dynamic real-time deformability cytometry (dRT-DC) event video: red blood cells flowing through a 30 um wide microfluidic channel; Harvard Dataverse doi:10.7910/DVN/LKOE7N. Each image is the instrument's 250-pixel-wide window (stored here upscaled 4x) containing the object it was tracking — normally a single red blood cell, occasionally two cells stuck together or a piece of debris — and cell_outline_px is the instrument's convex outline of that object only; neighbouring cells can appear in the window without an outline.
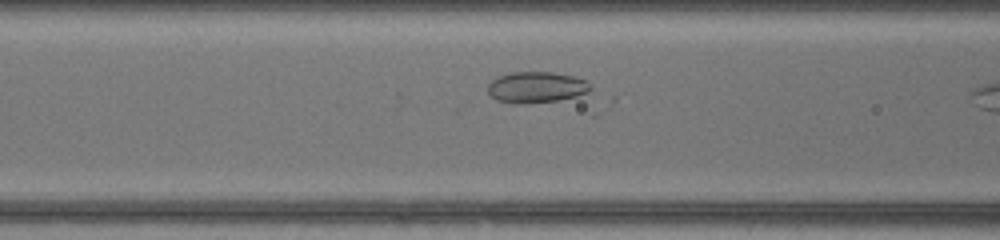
{"species": "common noctule bat (a hibernating species)", "species_latin": "Nyctalus noctula", "temperature_condition": "warm", "stored_images_in_passage": 14, "camera_frame_rate_fps": 3000, "um_per_image_px": 0.085, "animal": {"sex": "female", "body_mass_g": 17.0, "forearm_length_mm": 48.0}, "frame": {"image": 1, "passage_image": 4, "time_ms": 1.0, "image_size_px": [1000, 240], "cell_outline_px": [[592, 88], [588, 92], [576, 96], [556, 100], [528, 104], [512, 104], [496, 100], [488, 92], [488, 84], [496, 76], [508, 72], [552, 72], [576, 76], [588, 80], [592, 84]], "centroid_in_image_um": [45.59, 7.41], "position_along_channel_um": 121.0, "area_um2": 19.02}}
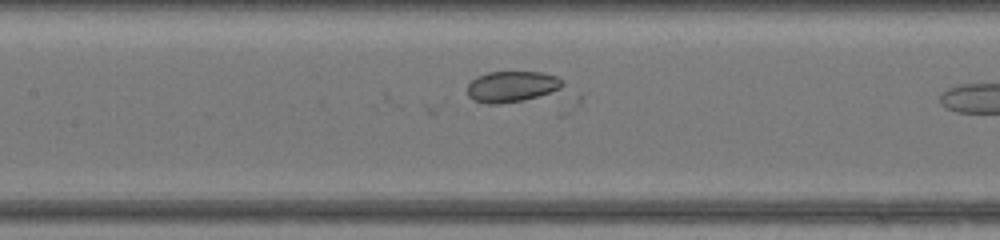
{"frame": {"image": 2, "passage_image": 7, "time_ms": 2.0, "image_size_px": [1000, 240], "cell_outline_px": [[564, 84], [560, 88], [524, 100], [500, 104], [488, 104], [476, 100], [468, 96], [468, 84], [476, 76], [488, 72], [540, 72], [560, 76], [564, 80]], "centroid_in_image_um": [43.51, 7.34], "position_along_channel_um": 163.9, "area_um2": 17.11}}
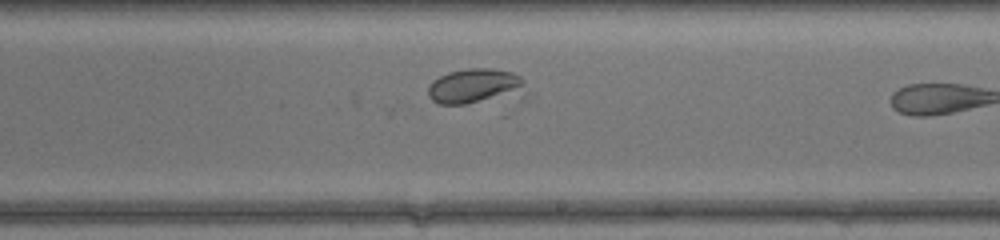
{"frame": {"image": 3, "passage_image": 13, "time_ms": 4.0, "image_size_px": [1000, 240], "cell_outline_px": [[536, 96], [524, 100], [464, 104], [440, 104], [432, 100], [428, 96], [428, 84], [432, 80], [448, 72], [468, 68], [492, 68], [512, 72], [520, 76], [524, 80]], "centroid_in_image_um": [40.68, 7.39], "position_along_channel_um": 248.3, "area_um2": 22.14}}